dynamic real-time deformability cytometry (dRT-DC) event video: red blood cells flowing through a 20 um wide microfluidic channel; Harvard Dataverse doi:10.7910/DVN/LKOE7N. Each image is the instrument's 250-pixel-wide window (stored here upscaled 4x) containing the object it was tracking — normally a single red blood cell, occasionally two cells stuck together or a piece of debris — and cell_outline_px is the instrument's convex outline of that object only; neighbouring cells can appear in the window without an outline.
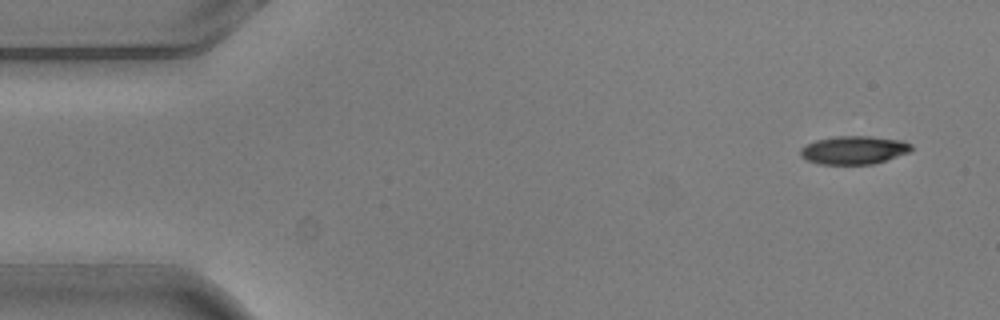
{"species": "common noctule bat (a hibernating species)", "species_latin": "Nyctalus noctula", "temperature_condition": "warm", "stored_images_in_passage": 3, "camera_frame_rate_fps": 3000, "um_per_image_px": 0.085, "animal": {"sex": "male", "body_mass_g": 20.5, "forearm_length_mm": 52.5}, "frame": {"image": 1, "passage_image": 1, "time_ms": 0.0, "image_size_px": [1000, 320], "cell_outline_px": [[912, 152], [872, 164], [820, 164], [808, 160], [800, 156], [800, 148], [816, 140], [836, 136], [872, 136], [904, 140], [912, 144]], "centroid_in_image_um": [72.63, 12.75], "position_along_channel_um": 12.4, "area_um2": 18.38}}